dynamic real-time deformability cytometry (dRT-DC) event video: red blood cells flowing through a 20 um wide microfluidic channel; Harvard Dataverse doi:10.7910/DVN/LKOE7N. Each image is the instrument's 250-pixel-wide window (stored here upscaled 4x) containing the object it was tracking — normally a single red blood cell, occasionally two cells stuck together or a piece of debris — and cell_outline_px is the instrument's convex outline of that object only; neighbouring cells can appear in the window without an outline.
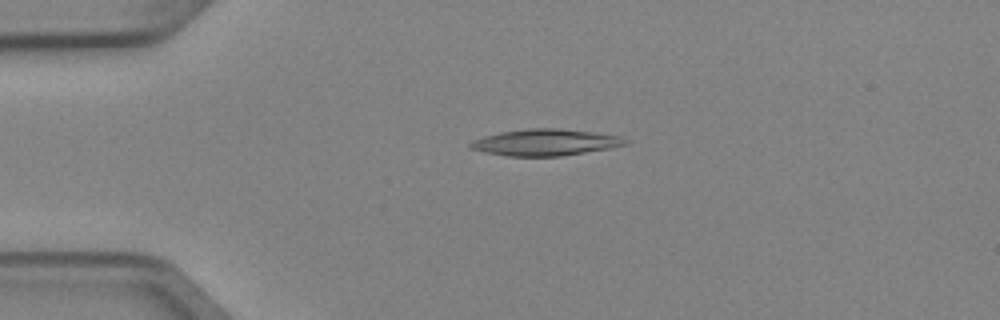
{"species": "Egyptian fruit bat (a non-hibernating species)", "species_latin": "Rousettus aegyptiacus", "temperature_condition": "cold", "stored_images_in_passage": 2, "camera_frame_rate_fps": 3000, "um_per_image_px": 0.085, "animal": {"sex": "female"}, "frame": {"image": 1, "passage_image": 2, "time_ms": 0.333, "image_size_px": [1000, 320], "cell_outline_px": [[628, 144], [608, 148], [560, 156], [508, 156], [468, 148], [468, 144], [472, 140], [484, 136], [500, 132], [528, 128], [556, 128], [592, 132], [620, 136]], "centroid_in_image_um": [46.29, 12.09], "position_along_channel_um": 38.7, "area_um2": 23.58}}